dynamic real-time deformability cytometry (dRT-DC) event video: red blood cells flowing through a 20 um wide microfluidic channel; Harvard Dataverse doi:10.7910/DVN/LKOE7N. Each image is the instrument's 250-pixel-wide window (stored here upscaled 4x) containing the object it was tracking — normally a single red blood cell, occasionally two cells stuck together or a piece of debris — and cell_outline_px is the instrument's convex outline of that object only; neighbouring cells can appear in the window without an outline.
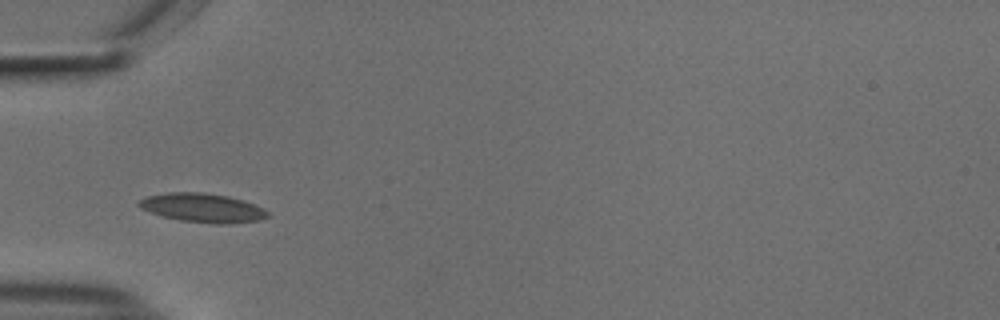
{"species": "common noctule bat (a hibernating species)", "species_latin": "Nyctalus noctula", "temperature_condition": "cold", "stored_images_in_passage": 38, "camera_frame_rate_fps": 3000, "um_per_image_px": 0.085, "animal": {"sex": "male", "body_mass_g": 18.8}, "frame": {"image": 1, "passage_image": 1, "time_ms": 0.0, "image_size_px": [1000, 320], "cell_outline_px": [[272, 216], [260, 220], [228, 224], [220, 224], [180, 220], [160, 216], [140, 208], [136, 204], [140, 200], [148, 196], [168, 192], [200, 192], [228, 196], [244, 200], [264, 208]], "centroid_in_image_um": [17.25, 17.67], "position_along_channel_um": 67.8, "area_um2": 21.85}}
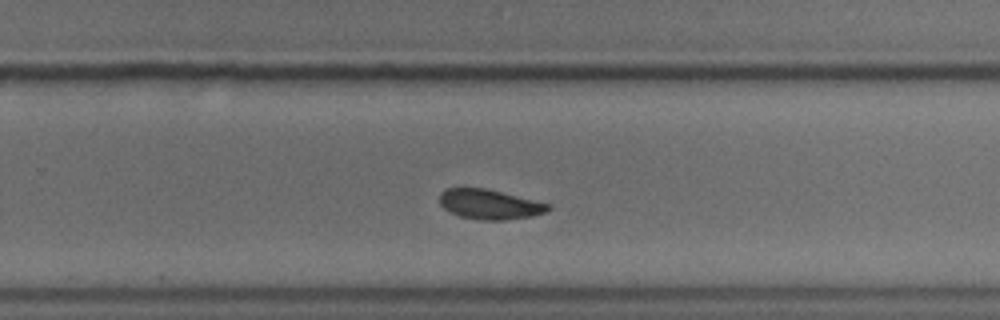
{"frame": {"image": 2, "passage_image": 19, "time_ms": 6.0, "image_size_px": [1000, 320], "cell_outline_px": [[552, 208], [548, 212], [532, 216], [504, 220], [480, 220], [460, 216], [444, 208], [440, 204], [440, 192], [448, 188], [484, 188], [552, 204]], "centroid_in_image_um": [41.66, 17.37], "position_along_channel_um": 288.1, "area_um2": 18.84}}
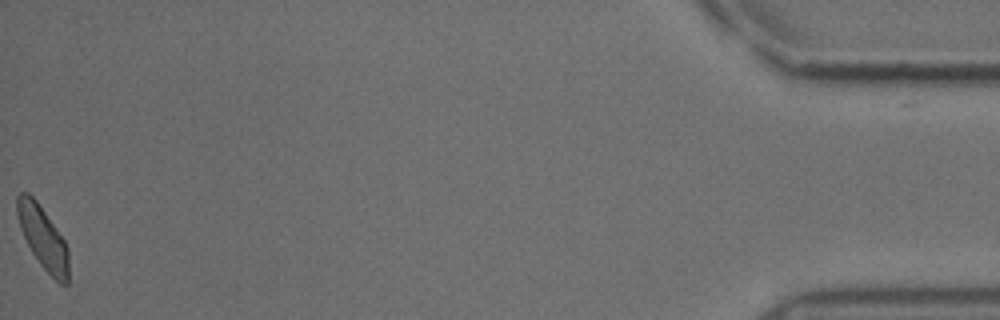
{"frame": {"image": 3, "passage_image": 38, "time_ms": 12.333, "image_size_px": [1000, 320], "cell_outline_px": [[68, 284], [60, 284], [40, 264], [32, 252], [20, 228], [16, 216], [16, 196], [20, 192], [28, 192], [36, 200], [64, 240], [68, 248]], "centroid_in_image_um": [3.63, 20.18], "position_along_channel_um": 431.6, "area_um2": 18.55}, "authors_computed_cell_mechanics": {"area_um2": 19.363, "velocity_mm_per_s": 3.6954, "shape_relaxation_time_tau1_ms": null, "shape_relaxation_time_tau2_ms": 2.3708, "deformation_change_tau1": null, "deformation_change_tau2": 0.0578}}